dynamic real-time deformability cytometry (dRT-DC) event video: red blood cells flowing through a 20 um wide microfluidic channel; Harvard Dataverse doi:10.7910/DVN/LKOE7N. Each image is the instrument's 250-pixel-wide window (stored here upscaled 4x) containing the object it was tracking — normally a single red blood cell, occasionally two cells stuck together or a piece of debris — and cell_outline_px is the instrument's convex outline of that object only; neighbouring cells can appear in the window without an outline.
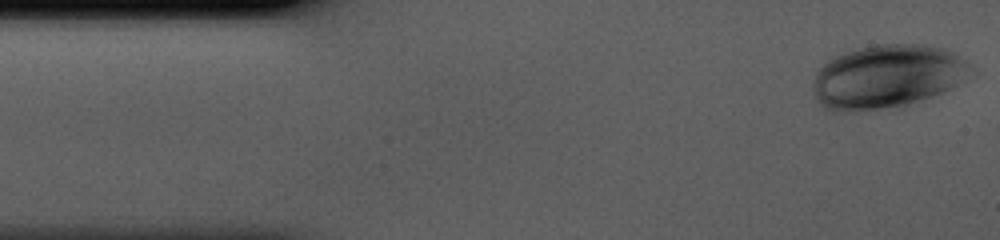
{"species": "human", "species_latin": "Homo sapiens", "temperature_condition": "cold", "stored_images_in_passage": 42, "camera_frame_rate_fps": 3000, "um_per_image_px": 0.085, "donor": {"sex": "male"}, "frame": {"image": 1, "passage_image": 1, "time_ms": 0.0, "image_size_px": [1000, 240], "cell_outline_px": [[964, 64], [956, 84], [940, 92], [904, 104], [852, 112], [836, 112], [824, 108], [816, 100], [812, 88], [816, 72], [828, 60], [836, 56], [860, 48], [880, 44], [920, 44], [936, 48], [948, 52], [964, 60]], "centroid_in_image_um": [75.18, 6.52], "position_along_channel_um": 9.8, "area_um2": 55.83}}
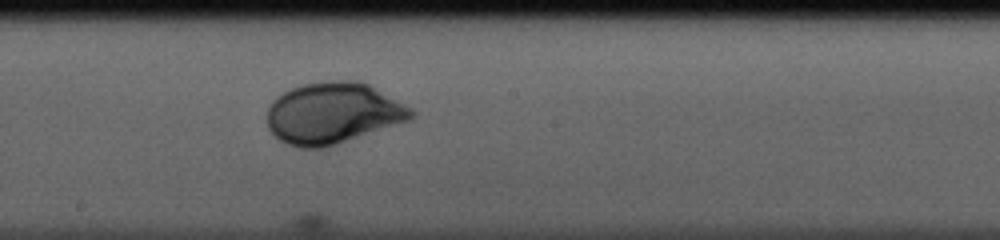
{"frame": {"image": 2, "passage_image": 22, "time_ms": 7.0, "image_size_px": [1000, 240], "cell_outline_px": [[416, 116], [408, 120], [324, 148], [300, 148], [288, 144], [280, 140], [268, 128], [268, 108], [272, 100], [276, 96], [300, 84], [328, 80], [356, 80], [368, 84], [412, 108], [416, 112]], "centroid_in_image_um": [28.28, 9.6], "position_along_channel_um": 219.9, "area_um2": 51.27}}
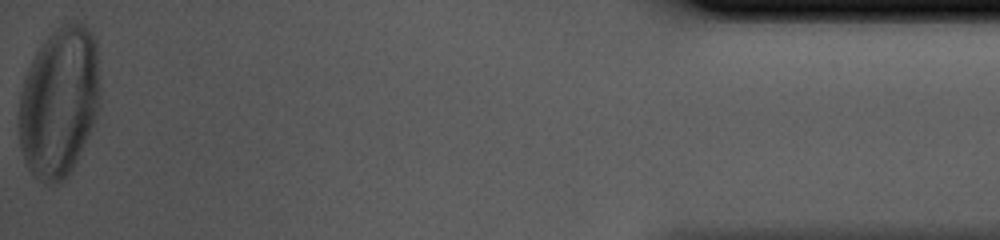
{"frame": {"image": 3, "passage_image": 42, "time_ms": 13.667, "image_size_px": [1000, 240], "cell_outline_px": [[100, 108], [76, 160], [72, 168], [64, 180], [48, 188], [28, 168], [24, 160], [20, 148], [20, 92], [28, 68], [36, 52], [48, 36], [60, 24], [76, 16], [92, 32], [96, 40], [100, 88]], "centroid_in_image_um": [5.05, 8.61], "position_along_channel_um": 430.1, "area_um2": 71.73}}